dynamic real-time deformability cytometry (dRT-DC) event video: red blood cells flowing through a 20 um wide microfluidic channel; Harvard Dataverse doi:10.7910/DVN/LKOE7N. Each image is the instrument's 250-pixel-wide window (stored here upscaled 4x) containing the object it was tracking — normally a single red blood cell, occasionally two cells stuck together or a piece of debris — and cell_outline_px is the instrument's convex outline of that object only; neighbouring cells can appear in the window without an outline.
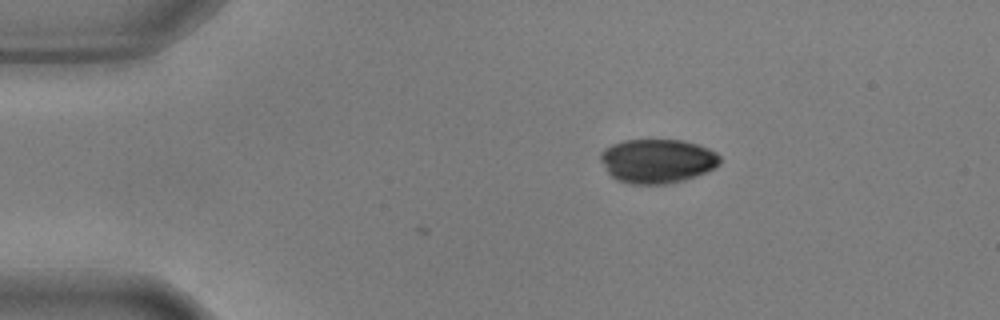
{"species": "common noctule bat (a hibernating species)", "species_latin": "Nyctalus noctula", "temperature_condition": "warm", "stored_images_in_passage": 2, "camera_frame_rate_fps": 3000, "um_per_image_px": 0.085, "animal": {"sex": "male", "body_mass_g": 17.9, "forearm_length_mm": 54.2}, "frame": {"image": 1, "passage_image": 2, "time_ms": 0.333, "image_size_px": [1000, 320], "cell_outline_px": [[720, 164], [716, 168], [696, 176], [684, 180], [668, 184], [628, 184], [616, 180], [608, 172], [600, 160], [600, 152], [604, 148], [612, 144], [624, 140], [680, 140], [696, 144], [708, 148], [716, 152], [720, 156]], "centroid_in_image_um": [55.87, 13.69], "position_along_channel_um": 29.1, "area_um2": 30.92}}